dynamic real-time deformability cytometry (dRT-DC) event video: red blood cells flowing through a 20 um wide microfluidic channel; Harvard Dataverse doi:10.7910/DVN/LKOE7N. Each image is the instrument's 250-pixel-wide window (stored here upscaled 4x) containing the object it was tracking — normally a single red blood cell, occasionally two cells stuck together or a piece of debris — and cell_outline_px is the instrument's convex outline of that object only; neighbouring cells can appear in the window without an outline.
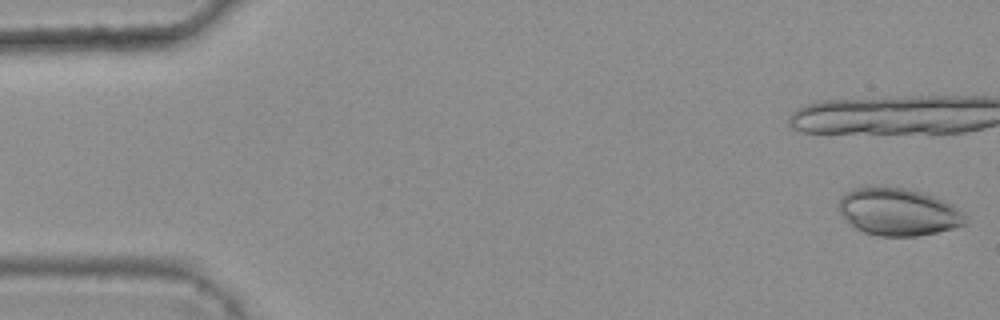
{"species": "common noctule bat (a hibernating species)", "species_latin": "Nyctalus noctula", "temperature_condition": "warm", "stored_images_in_passage": 7, "camera_frame_rate_fps": 3000, "um_per_image_px": 0.085, "animal": {"sex": "female", "body_mass_g": 25.1}, "frame": {"image": 1, "passage_image": 1, "time_ms": 0.0, "image_size_px": [1000, 320], "cell_outline_px": [[968, 224], [936, 232], [916, 236], [880, 236], [864, 232], [856, 228], [836, 208], [836, 204], [840, 196], [844, 192], [852, 188], [904, 188], [920, 192], [944, 200], [952, 204], [964, 212], [968, 220]], "centroid_in_image_um": [76.36, 18.02], "position_along_channel_um": 8.6, "area_um2": 34.85}}
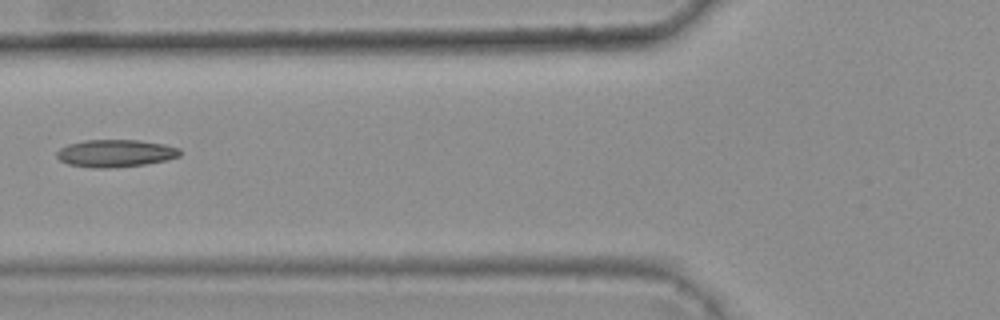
{"frame": {"image": 2, "passage_image": 7, "time_ms": 2.0, "image_size_px": [1000, 320], "cell_outline_px": [[180, 156], [164, 160], [144, 164], [116, 168], [96, 168], [68, 164], [60, 160], [56, 156], [56, 152], [60, 148], [68, 144], [84, 140], [140, 140], [164, 144], [180, 148]], "centroid_in_image_um": [9.8, 13.02], "position_along_channel_um": 116.0, "area_um2": 19.71}}